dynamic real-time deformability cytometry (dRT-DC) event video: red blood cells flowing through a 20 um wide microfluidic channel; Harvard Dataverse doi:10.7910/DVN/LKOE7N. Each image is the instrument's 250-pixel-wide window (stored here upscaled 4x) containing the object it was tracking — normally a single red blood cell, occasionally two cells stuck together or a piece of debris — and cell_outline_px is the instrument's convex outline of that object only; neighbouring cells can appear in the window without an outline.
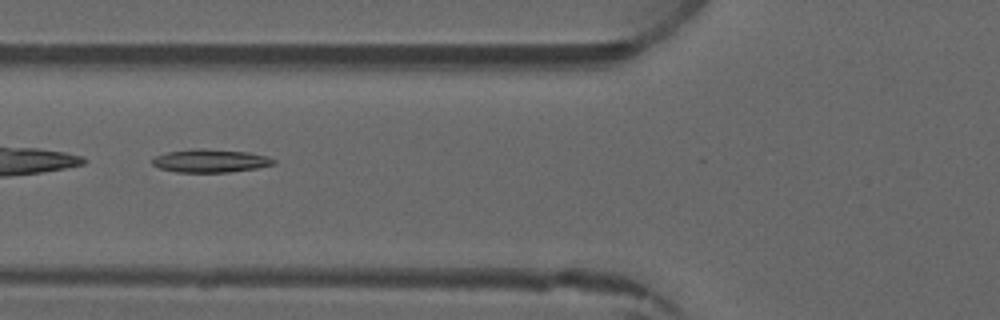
{"species": "common noctule bat (a hibernating species)", "species_latin": "Nyctalus noctula", "temperature_condition": "warm", "stored_images_in_passage": 4, "segment_of_instrument_passage": [1, 2], "camera_frame_rate_fps": 3000, "um_per_image_px": 0.085, "animal": {"sex": "male", "forearm_length_mm": 52.5}, "frame": {"image": 1, "passage_image": 2, "time_ms": 1.333, "image_size_px": [1000, 320], "cell_outline_px": [[276, 164], [256, 168], [228, 172], [176, 172], [160, 168], [152, 164], [152, 160], [156, 156], [168, 152], [192, 148], [200, 148], [248, 152], [268, 156], [276, 160]], "centroid_in_image_um": [17.9, 13.66], "position_along_channel_um": 107.9, "area_um2": 16.36}}
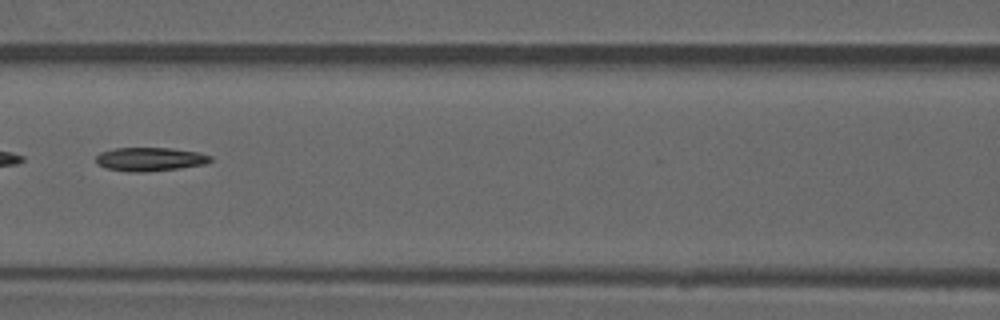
{"frame": {"image": 2, "passage_image": 3, "time_ms": 2.333, "image_size_px": [1000, 320], "cell_outline_px": [[212, 160], [208, 164], [180, 168], [144, 172], [128, 172], [104, 168], [96, 164], [96, 156], [100, 152], [116, 148], [172, 148], [200, 152], [212, 156]], "centroid_in_image_um": [12.76, 13.54], "position_along_channel_um": 153.8, "area_um2": 16.07}}